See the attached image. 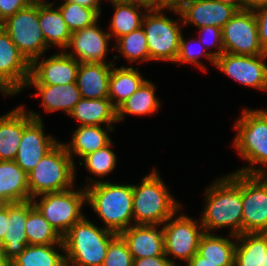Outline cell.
Returning <instances> with one entry per match:
<instances>
[{
	"mask_svg": "<svg viewBox=\"0 0 267 266\" xmlns=\"http://www.w3.org/2000/svg\"><path fill=\"white\" fill-rule=\"evenodd\" d=\"M238 10L219 0H189L184 8L178 12L182 24H194L201 28L213 26L223 28V26L235 15Z\"/></svg>",
	"mask_w": 267,
	"mask_h": 266,
	"instance_id": "d6986e66",
	"label": "cell"
},
{
	"mask_svg": "<svg viewBox=\"0 0 267 266\" xmlns=\"http://www.w3.org/2000/svg\"><path fill=\"white\" fill-rule=\"evenodd\" d=\"M264 266H267V252L265 253Z\"/></svg>",
	"mask_w": 267,
	"mask_h": 266,
	"instance_id": "f5cc1de1",
	"label": "cell"
},
{
	"mask_svg": "<svg viewBox=\"0 0 267 266\" xmlns=\"http://www.w3.org/2000/svg\"><path fill=\"white\" fill-rule=\"evenodd\" d=\"M109 1H111V2H113V1H132L133 2V0H109Z\"/></svg>",
	"mask_w": 267,
	"mask_h": 266,
	"instance_id": "db71d44e",
	"label": "cell"
},
{
	"mask_svg": "<svg viewBox=\"0 0 267 266\" xmlns=\"http://www.w3.org/2000/svg\"><path fill=\"white\" fill-rule=\"evenodd\" d=\"M35 59L30 65V77L26 85H66L76 82L80 62L58 52L40 61Z\"/></svg>",
	"mask_w": 267,
	"mask_h": 266,
	"instance_id": "2e32d148",
	"label": "cell"
},
{
	"mask_svg": "<svg viewBox=\"0 0 267 266\" xmlns=\"http://www.w3.org/2000/svg\"><path fill=\"white\" fill-rule=\"evenodd\" d=\"M6 231V206L0 211V247Z\"/></svg>",
	"mask_w": 267,
	"mask_h": 266,
	"instance_id": "7dc6e473",
	"label": "cell"
},
{
	"mask_svg": "<svg viewBox=\"0 0 267 266\" xmlns=\"http://www.w3.org/2000/svg\"><path fill=\"white\" fill-rule=\"evenodd\" d=\"M53 3L39 1V25L46 44L55 45L64 50L69 43L71 31L67 27L58 7H52Z\"/></svg>",
	"mask_w": 267,
	"mask_h": 266,
	"instance_id": "d4e9b609",
	"label": "cell"
},
{
	"mask_svg": "<svg viewBox=\"0 0 267 266\" xmlns=\"http://www.w3.org/2000/svg\"><path fill=\"white\" fill-rule=\"evenodd\" d=\"M160 103L155 96V86L146 80L127 100L117 108V122L126 114L150 115L158 111Z\"/></svg>",
	"mask_w": 267,
	"mask_h": 266,
	"instance_id": "4dcf8cb0",
	"label": "cell"
},
{
	"mask_svg": "<svg viewBox=\"0 0 267 266\" xmlns=\"http://www.w3.org/2000/svg\"><path fill=\"white\" fill-rule=\"evenodd\" d=\"M6 204H7L6 202L0 199V211L6 206Z\"/></svg>",
	"mask_w": 267,
	"mask_h": 266,
	"instance_id": "816d5d0a",
	"label": "cell"
},
{
	"mask_svg": "<svg viewBox=\"0 0 267 266\" xmlns=\"http://www.w3.org/2000/svg\"><path fill=\"white\" fill-rule=\"evenodd\" d=\"M71 140V144H64L71 159L74 154L83 159L111 142L106 129L93 125L78 126Z\"/></svg>",
	"mask_w": 267,
	"mask_h": 266,
	"instance_id": "f1b7e54d",
	"label": "cell"
},
{
	"mask_svg": "<svg viewBox=\"0 0 267 266\" xmlns=\"http://www.w3.org/2000/svg\"><path fill=\"white\" fill-rule=\"evenodd\" d=\"M116 235L84 216L63 236L66 266H102L109 243Z\"/></svg>",
	"mask_w": 267,
	"mask_h": 266,
	"instance_id": "3957f363",
	"label": "cell"
},
{
	"mask_svg": "<svg viewBox=\"0 0 267 266\" xmlns=\"http://www.w3.org/2000/svg\"><path fill=\"white\" fill-rule=\"evenodd\" d=\"M25 233L29 245L64 244L63 237L35 207L27 215Z\"/></svg>",
	"mask_w": 267,
	"mask_h": 266,
	"instance_id": "d6a6232c",
	"label": "cell"
},
{
	"mask_svg": "<svg viewBox=\"0 0 267 266\" xmlns=\"http://www.w3.org/2000/svg\"><path fill=\"white\" fill-rule=\"evenodd\" d=\"M115 47L130 63L149 61L147 39L142 27L118 38Z\"/></svg>",
	"mask_w": 267,
	"mask_h": 266,
	"instance_id": "e575fe53",
	"label": "cell"
},
{
	"mask_svg": "<svg viewBox=\"0 0 267 266\" xmlns=\"http://www.w3.org/2000/svg\"><path fill=\"white\" fill-rule=\"evenodd\" d=\"M112 4L115 8V13L112 17L110 30V36H114L115 39L128 34L136 29L142 27V21L144 15L140 11L149 10L147 7L137 4L132 1H113Z\"/></svg>",
	"mask_w": 267,
	"mask_h": 266,
	"instance_id": "f546056e",
	"label": "cell"
},
{
	"mask_svg": "<svg viewBox=\"0 0 267 266\" xmlns=\"http://www.w3.org/2000/svg\"><path fill=\"white\" fill-rule=\"evenodd\" d=\"M242 233H267V178L242 173Z\"/></svg>",
	"mask_w": 267,
	"mask_h": 266,
	"instance_id": "7c38bea8",
	"label": "cell"
},
{
	"mask_svg": "<svg viewBox=\"0 0 267 266\" xmlns=\"http://www.w3.org/2000/svg\"><path fill=\"white\" fill-rule=\"evenodd\" d=\"M55 245L64 252V244H28L7 266H66L65 255L55 250Z\"/></svg>",
	"mask_w": 267,
	"mask_h": 266,
	"instance_id": "1f68e13d",
	"label": "cell"
},
{
	"mask_svg": "<svg viewBox=\"0 0 267 266\" xmlns=\"http://www.w3.org/2000/svg\"><path fill=\"white\" fill-rule=\"evenodd\" d=\"M133 2L143 5L148 9L158 10V0H133Z\"/></svg>",
	"mask_w": 267,
	"mask_h": 266,
	"instance_id": "c3c4849f",
	"label": "cell"
},
{
	"mask_svg": "<svg viewBox=\"0 0 267 266\" xmlns=\"http://www.w3.org/2000/svg\"><path fill=\"white\" fill-rule=\"evenodd\" d=\"M158 226L134 224L120 233L134 259L165 255L164 227Z\"/></svg>",
	"mask_w": 267,
	"mask_h": 266,
	"instance_id": "ffe728a7",
	"label": "cell"
},
{
	"mask_svg": "<svg viewBox=\"0 0 267 266\" xmlns=\"http://www.w3.org/2000/svg\"><path fill=\"white\" fill-rule=\"evenodd\" d=\"M264 3H267V0H245V9H253Z\"/></svg>",
	"mask_w": 267,
	"mask_h": 266,
	"instance_id": "f907efd6",
	"label": "cell"
},
{
	"mask_svg": "<svg viewBox=\"0 0 267 266\" xmlns=\"http://www.w3.org/2000/svg\"><path fill=\"white\" fill-rule=\"evenodd\" d=\"M112 66L109 79L108 98L112 105L117 109L125 100H127L145 81L142 78L139 69L133 67L120 68Z\"/></svg>",
	"mask_w": 267,
	"mask_h": 266,
	"instance_id": "83f0119b",
	"label": "cell"
},
{
	"mask_svg": "<svg viewBox=\"0 0 267 266\" xmlns=\"http://www.w3.org/2000/svg\"><path fill=\"white\" fill-rule=\"evenodd\" d=\"M186 266H234V263H212L206 258L196 253L187 263Z\"/></svg>",
	"mask_w": 267,
	"mask_h": 266,
	"instance_id": "f6af8a7d",
	"label": "cell"
},
{
	"mask_svg": "<svg viewBox=\"0 0 267 266\" xmlns=\"http://www.w3.org/2000/svg\"><path fill=\"white\" fill-rule=\"evenodd\" d=\"M258 25L259 42L265 52H267V3L253 8Z\"/></svg>",
	"mask_w": 267,
	"mask_h": 266,
	"instance_id": "60d3db41",
	"label": "cell"
},
{
	"mask_svg": "<svg viewBox=\"0 0 267 266\" xmlns=\"http://www.w3.org/2000/svg\"><path fill=\"white\" fill-rule=\"evenodd\" d=\"M267 116V110H261Z\"/></svg>",
	"mask_w": 267,
	"mask_h": 266,
	"instance_id": "11a10c76",
	"label": "cell"
},
{
	"mask_svg": "<svg viewBox=\"0 0 267 266\" xmlns=\"http://www.w3.org/2000/svg\"><path fill=\"white\" fill-rule=\"evenodd\" d=\"M133 219L135 225H163L181 204L172 197L154 168L139 185H133Z\"/></svg>",
	"mask_w": 267,
	"mask_h": 266,
	"instance_id": "277c9868",
	"label": "cell"
},
{
	"mask_svg": "<svg viewBox=\"0 0 267 266\" xmlns=\"http://www.w3.org/2000/svg\"><path fill=\"white\" fill-rule=\"evenodd\" d=\"M110 39L109 32L105 33L101 30L96 22L90 27L72 32L69 43L63 51L72 47V52L66 54L80 63H106L104 59H106Z\"/></svg>",
	"mask_w": 267,
	"mask_h": 266,
	"instance_id": "ac0fdd59",
	"label": "cell"
},
{
	"mask_svg": "<svg viewBox=\"0 0 267 266\" xmlns=\"http://www.w3.org/2000/svg\"><path fill=\"white\" fill-rule=\"evenodd\" d=\"M166 255L134 259L133 266H174Z\"/></svg>",
	"mask_w": 267,
	"mask_h": 266,
	"instance_id": "7bdbcfd3",
	"label": "cell"
},
{
	"mask_svg": "<svg viewBox=\"0 0 267 266\" xmlns=\"http://www.w3.org/2000/svg\"><path fill=\"white\" fill-rule=\"evenodd\" d=\"M116 63L83 62L79 64L76 84L81 97L88 99L108 98L109 79Z\"/></svg>",
	"mask_w": 267,
	"mask_h": 266,
	"instance_id": "7402d4cb",
	"label": "cell"
},
{
	"mask_svg": "<svg viewBox=\"0 0 267 266\" xmlns=\"http://www.w3.org/2000/svg\"><path fill=\"white\" fill-rule=\"evenodd\" d=\"M34 86L41 96L43 108L46 112L62 110L64 113L72 111L76 103L82 98L76 82L66 85H25Z\"/></svg>",
	"mask_w": 267,
	"mask_h": 266,
	"instance_id": "484cf974",
	"label": "cell"
},
{
	"mask_svg": "<svg viewBox=\"0 0 267 266\" xmlns=\"http://www.w3.org/2000/svg\"><path fill=\"white\" fill-rule=\"evenodd\" d=\"M64 1H68V2H73V3H77L79 5L88 7L90 9H94L96 10L99 14L101 12V1L100 0H64Z\"/></svg>",
	"mask_w": 267,
	"mask_h": 266,
	"instance_id": "bcb514c9",
	"label": "cell"
},
{
	"mask_svg": "<svg viewBox=\"0 0 267 266\" xmlns=\"http://www.w3.org/2000/svg\"><path fill=\"white\" fill-rule=\"evenodd\" d=\"M69 115L79 121L80 126H101L103 123L110 131H113L114 128L112 124L117 122V109L109 98L88 99L82 97Z\"/></svg>",
	"mask_w": 267,
	"mask_h": 266,
	"instance_id": "603a6c76",
	"label": "cell"
},
{
	"mask_svg": "<svg viewBox=\"0 0 267 266\" xmlns=\"http://www.w3.org/2000/svg\"><path fill=\"white\" fill-rule=\"evenodd\" d=\"M72 189L39 195L41 199L38 202L36 198L31 200L34 207L62 237L85 216L81 213V208L86 203V189Z\"/></svg>",
	"mask_w": 267,
	"mask_h": 266,
	"instance_id": "ba28073f",
	"label": "cell"
},
{
	"mask_svg": "<svg viewBox=\"0 0 267 266\" xmlns=\"http://www.w3.org/2000/svg\"><path fill=\"white\" fill-rule=\"evenodd\" d=\"M34 208L31 200L6 204V231L0 247V260L7 266L28 245L25 222Z\"/></svg>",
	"mask_w": 267,
	"mask_h": 266,
	"instance_id": "e0dca14e",
	"label": "cell"
},
{
	"mask_svg": "<svg viewBox=\"0 0 267 266\" xmlns=\"http://www.w3.org/2000/svg\"><path fill=\"white\" fill-rule=\"evenodd\" d=\"M236 243L213 233H204L197 253L212 263H234Z\"/></svg>",
	"mask_w": 267,
	"mask_h": 266,
	"instance_id": "836d02e7",
	"label": "cell"
},
{
	"mask_svg": "<svg viewBox=\"0 0 267 266\" xmlns=\"http://www.w3.org/2000/svg\"><path fill=\"white\" fill-rule=\"evenodd\" d=\"M226 53L254 56L265 54L259 42L258 25L253 9L237 11L222 28Z\"/></svg>",
	"mask_w": 267,
	"mask_h": 266,
	"instance_id": "8fae6325",
	"label": "cell"
},
{
	"mask_svg": "<svg viewBox=\"0 0 267 266\" xmlns=\"http://www.w3.org/2000/svg\"><path fill=\"white\" fill-rule=\"evenodd\" d=\"M201 34L205 33V37H200L198 38V40L202 43L203 48L208 49V48H212V45L214 47H217L218 50L216 51H212L213 52V58L216 60L222 53H224V49H223V42H222V29L219 27H213V26H204L199 28ZM209 37V38H207ZM207 38V39H206ZM210 40L209 45L204 44L205 40ZM203 41V42H202ZM205 45V46H204ZM208 45V46H207Z\"/></svg>",
	"mask_w": 267,
	"mask_h": 266,
	"instance_id": "ab89813d",
	"label": "cell"
},
{
	"mask_svg": "<svg viewBox=\"0 0 267 266\" xmlns=\"http://www.w3.org/2000/svg\"><path fill=\"white\" fill-rule=\"evenodd\" d=\"M111 146L112 141L103 148H100L83 158L84 166L90 173L103 179L104 176L114 170L117 159L115 153L110 148Z\"/></svg>",
	"mask_w": 267,
	"mask_h": 266,
	"instance_id": "8d00e7d4",
	"label": "cell"
},
{
	"mask_svg": "<svg viewBox=\"0 0 267 266\" xmlns=\"http://www.w3.org/2000/svg\"><path fill=\"white\" fill-rule=\"evenodd\" d=\"M237 135L234 148L241 158L247 160L250 165L236 172L243 174H265L267 169V116L259 109H244L241 117L235 122ZM263 165V169L254 168V165ZM252 165V166H251ZM267 168V167H266Z\"/></svg>",
	"mask_w": 267,
	"mask_h": 266,
	"instance_id": "5b68a950",
	"label": "cell"
},
{
	"mask_svg": "<svg viewBox=\"0 0 267 266\" xmlns=\"http://www.w3.org/2000/svg\"><path fill=\"white\" fill-rule=\"evenodd\" d=\"M206 205L201 216L205 233L231 227L230 238L242 234V173L225 175L206 189Z\"/></svg>",
	"mask_w": 267,
	"mask_h": 266,
	"instance_id": "6da1fadb",
	"label": "cell"
},
{
	"mask_svg": "<svg viewBox=\"0 0 267 266\" xmlns=\"http://www.w3.org/2000/svg\"><path fill=\"white\" fill-rule=\"evenodd\" d=\"M28 113L34 119L24 128L14 160L27 174L59 143L51 135H45L40 115L33 111Z\"/></svg>",
	"mask_w": 267,
	"mask_h": 266,
	"instance_id": "9a60e30c",
	"label": "cell"
},
{
	"mask_svg": "<svg viewBox=\"0 0 267 266\" xmlns=\"http://www.w3.org/2000/svg\"><path fill=\"white\" fill-rule=\"evenodd\" d=\"M219 1L235 7L238 11L245 9V0H219Z\"/></svg>",
	"mask_w": 267,
	"mask_h": 266,
	"instance_id": "681fc988",
	"label": "cell"
},
{
	"mask_svg": "<svg viewBox=\"0 0 267 266\" xmlns=\"http://www.w3.org/2000/svg\"><path fill=\"white\" fill-rule=\"evenodd\" d=\"M85 186L86 203L104 221L106 229L117 234L134 225L133 219V185L115 184L106 180L96 181L93 178ZM133 222V223H132Z\"/></svg>",
	"mask_w": 267,
	"mask_h": 266,
	"instance_id": "7a4b0ae2",
	"label": "cell"
},
{
	"mask_svg": "<svg viewBox=\"0 0 267 266\" xmlns=\"http://www.w3.org/2000/svg\"><path fill=\"white\" fill-rule=\"evenodd\" d=\"M0 199L7 204L31 200L28 174L15 161H0Z\"/></svg>",
	"mask_w": 267,
	"mask_h": 266,
	"instance_id": "cb8c5ba5",
	"label": "cell"
},
{
	"mask_svg": "<svg viewBox=\"0 0 267 266\" xmlns=\"http://www.w3.org/2000/svg\"><path fill=\"white\" fill-rule=\"evenodd\" d=\"M0 25L30 64L50 48L39 25V1H33Z\"/></svg>",
	"mask_w": 267,
	"mask_h": 266,
	"instance_id": "52a82bcc",
	"label": "cell"
},
{
	"mask_svg": "<svg viewBox=\"0 0 267 266\" xmlns=\"http://www.w3.org/2000/svg\"><path fill=\"white\" fill-rule=\"evenodd\" d=\"M266 58L267 52L254 56L224 52L215 60V67L247 87L267 91Z\"/></svg>",
	"mask_w": 267,
	"mask_h": 266,
	"instance_id": "5bb4252c",
	"label": "cell"
},
{
	"mask_svg": "<svg viewBox=\"0 0 267 266\" xmlns=\"http://www.w3.org/2000/svg\"><path fill=\"white\" fill-rule=\"evenodd\" d=\"M30 65L0 25V92L14 96L25 88Z\"/></svg>",
	"mask_w": 267,
	"mask_h": 266,
	"instance_id": "4fadbf2b",
	"label": "cell"
},
{
	"mask_svg": "<svg viewBox=\"0 0 267 266\" xmlns=\"http://www.w3.org/2000/svg\"><path fill=\"white\" fill-rule=\"evenodd\" d=\"M75 162L64 143L59 142L28 173V188L32 198L73 188Z\"/></svg>",
	"mask_w": 267,
	"mask_h": 266,
	"instance_id": "8992f818",
	"label": "cell"
},
{
	"mask_svg": "<svg viewBox=\"0 0 267 266\" xmlns=\"http://www.w3.org/2000/svg\"><path fill=\"white\" fill-rule=\"evenodd\" d=\"M21 105L0 116V161H14L24 128L34 119Z\"/></svg>",
	"mask_w": 267,
	"mask_h": 266,
	"instance_id": "44dd1931",
	"label": "cell"
},
{
	"mask_svg": "<svg viewBox=\"0 0 267 266\" xmlns=\"http://www.w3.org/2000/svg\"><path fill=\"white\" fill-rule=\"evenodd\" d=\"M192 41H196V43H198L200 45V47L202 46L203 48V45L202 43L198 40V39H192L191 41L189 40L188 42L184 39L183 35H181L180 37V44H179V53H178V56H177V59H176V62L178 63H191L192 65H197L198 67L201 68V70L205 71L206 72V68H205V65L201 64L200 61H199V57L200 56H204V57H207V59H209V61L215 65V59L213 58V52H205V48H201V50H197L195 49V46L194 48L192 47V44L191 43ZM191 44V45H190ZM197 44V45H198ZM195 45V44H194ZM196 50V51H195Z\"/></svg>",
	"mask_w": 267,
	"mask_h": 266,
	"instance_id": "f35d334b",
	"label": "cell"
},
{
	"mask_svg": "<svg viewBox=\"0 0 267 266\" xmlns=\"http://www.w3.org/2000/svg\"><path fill=\"white\" fill-rule=\"evenodd\" d=\"M235 241L234 266H264L267 233H242Z\"/></svg>",
	"mask_w": 267,
	"mask_h": 266,
	"instance_id": "4316f807",
	"label": "cell"
},
{
	"mask_svg": "<svg viewBox=\"0 0 267 266\" xmlns=\"http://www.w3.org/2000/svg\"><path fill=\"white\" fill-rule=\"evenodd\" d=\"M58 9L71 32L94 25L100 17L96 10L68 1H64Z\"/></svg>",
	"mask_w": 267,
	"mask_h": 266,
	"instance_id": "d590c367",
	"label": "cell"
},
{
	"mask_svg": "<svg viewBox=\"0 0 267 266\" xmlns=\"http://www.w3.org/2000/svg\"><path fill=\"white\" fill-rule=\"evenodd\" d=\"M176 214L163 224L165 255L175 258L171 260L174 266L177 265L174 260L179 258L187 263L197 253L200 238L205 233L201 222L183 214L174 218Z\"/></svg>",
	"mask_w": 267,
	"mask_h": 266,
	"instance_id": "30bf717a",
	"label": "cell"
},
{
	"mask_svg": "<svg viewBox=\"0 0 267 266\" xmlns=\"http://www.w3.org/2000/svg\"><path fill=\"white\" fill-rule=\"evenodd\" d=\"M134 258L125 240L117 234L109 243L102 266H133Z\"/></svg>",
	"mask_w": 267,
	"mask_h": 266,
	"instance_id": "74e56055",
	"label": "cell"
},
{
	"mask_svg": "<svg viewBox=\"0 0 267 266\" xmlns=\"http://www.w3.org/2000/svg\"><path fill=\"white\" fill-rule=\"evenodd\" d=\"M144 13L142 28L147 39L149 61L164 60L175 63L180 37L183 34L181 26L176 20L163 14V10L149 9Z\"/></svg>",
	"mask_w": 267,
	"mask_h": 266,
	"instance_id": "9c48e42d",
	"label": "cell"
},
{
	"mask_svg": "<svg viewBox=\"0 0 267 266\" xmlns=\"http://www.w3.org/2000/svg\"><path fill=\"white\" fill-rule=\"evenodd\" d=\"M189 0H158V10L169 9L174 13L180 12Z\"/></svg>",
	"mask_w": 267,
	"mask_h": 266,
	"instance_id": "ee69618b",
	"label": "cell"
},
{
	"mask_svg": "<svg viewBox=\"0 0 267 266\" xmlns=\"http://www.w3.org/2000/svg\"><path fill=\"white\" fill-rule=\"evenodd\" d=\"M32 2L33 0H0V24Z\"/></svg>",
	"mask_w": 267,
	"mask_h": 266,
	"instance_id": "b9f144b4",
	"label": "cell"
}]
</instances>
